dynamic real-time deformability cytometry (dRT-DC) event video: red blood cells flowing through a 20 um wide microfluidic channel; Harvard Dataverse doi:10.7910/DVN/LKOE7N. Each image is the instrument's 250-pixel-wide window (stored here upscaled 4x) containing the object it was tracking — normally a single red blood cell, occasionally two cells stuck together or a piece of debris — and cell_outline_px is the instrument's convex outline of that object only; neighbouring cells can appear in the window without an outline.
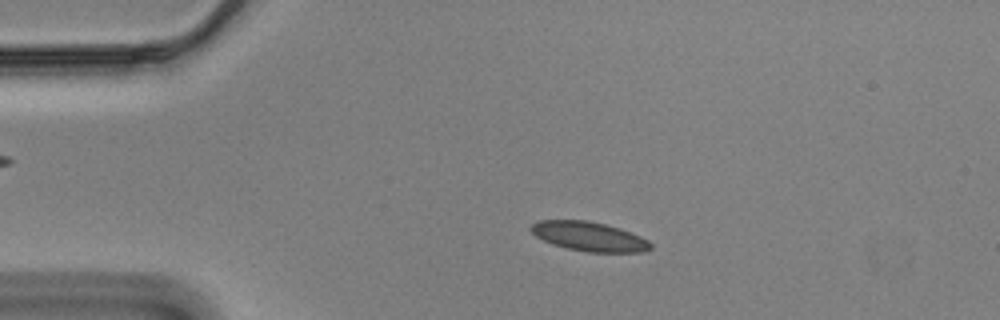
{"species": "Egyptian fruit bat (a non-hibernating species)", "species_latin": "Rousettus aegyptiacus", "temperature_condition": "cold", "stored_images_in_passage": 57, "segment_of_instrument_passage": [1, 2], "camera_frame_rate_fps": 3000, "um_per_image_px": 0.085, "animal": {"sex": "male"}, "frame": {"image": 1, "passage_image": 11, "time_ms": 3.333, "image_size_px": [1000, 320], "cell_outline_px": [[652, 248], [644, 252], [588, 252], [568, 248], [552, 244], [536, 236], [528, 228], [532, 224], [540, 220], [588, 220], [620, 228], [640, 236], [648, 240], [652, 244]], "centroid_in_image_um": [50.09, 20.09], "position_along_channel_um": 34.9, "area_um2": 20.4}}
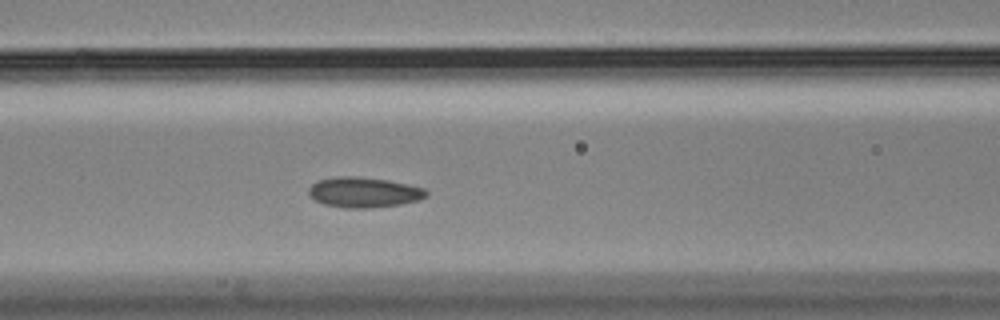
{"frame": {"image": 2, "passage_image": 23, "time_ms": 7.333, "image_size_px": [1000, 320], "cell_outline_px": [[428, 196], [420, 200], [400, 204], [368, 208], [348, 208], [324, 204], [308, 196], [308, 188], [316, 180], [336, 176], [360, 176], [388, 180], [408, 184], [424, 188], [428, 192]], "centroid_in_image_um": [30.92, 16.33], "position_along_channel_um": 135.7, "area_um2": 20.98}}
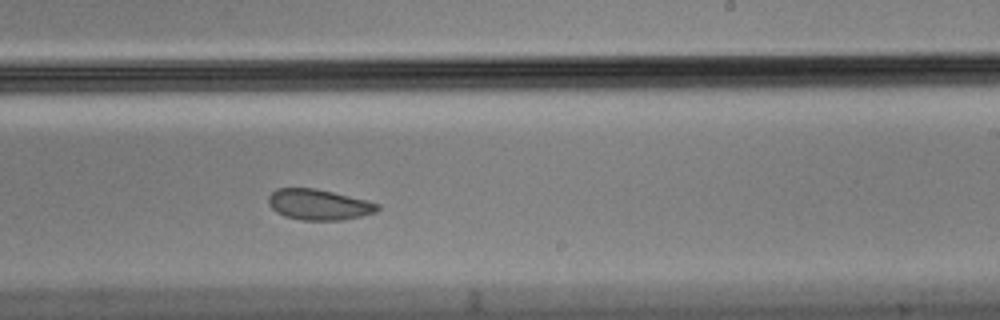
{"frame": {"image": 3, "passage_image": 34, "time_ms": 11.0, "image_size_px": [1000, 320], "cell_outline_px": [[380, 208], [376, 212], [344, 220], [300, 220], [284, 216], [276, 212], [268, 204], [268, 196], [276, 188], [316, 188], [380, 204]], "centroid_in_image_um": [27.06, 17.39], "position_along_channel_um": 261.9, "area_um2": 19.48}}